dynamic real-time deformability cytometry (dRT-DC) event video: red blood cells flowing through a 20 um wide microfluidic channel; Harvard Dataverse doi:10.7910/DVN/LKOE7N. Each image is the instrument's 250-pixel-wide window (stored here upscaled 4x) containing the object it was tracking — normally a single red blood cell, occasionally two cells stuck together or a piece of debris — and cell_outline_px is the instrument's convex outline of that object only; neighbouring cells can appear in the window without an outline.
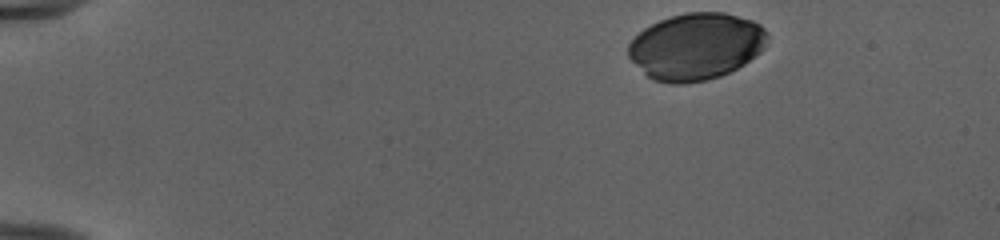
{"species": "human", "species_latin": "Homo sapiens", "temperature_condition": "cold", "stored_images_in_passage": 38, "camera_frame_rate_fps": 3000, "um_per_image_px": 0.085, "donor": {"sex": "female"}, "frame": {"image": 1, "passage_image": 1, "time_ms": 0.0, "image_size_px": [1000, 240], "cell_outline_px": [[768, 36], [764, 48], [760, 52], [744, 64], [720, 76], [708, 80], [684, 84], [672, 84], [652, 80], [628, 56], [628, 44], [644, 28], [660, 20], [684, 12], [724, 12], [752, 20], [760, 24], [768, 32]], "centroid_in_image_um": [59.18, 3.94], "position_along_channel_um": 25.8, "area_um2": 54.1}}
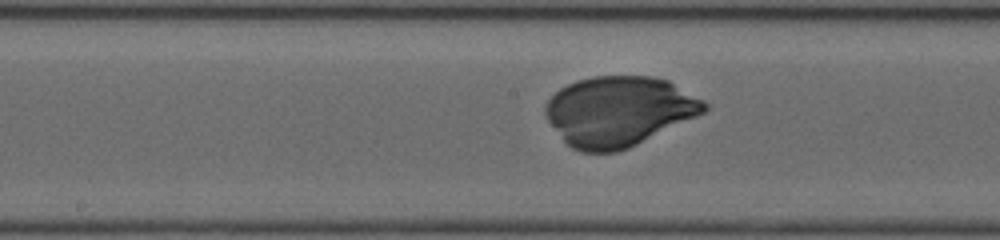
{"frame": {"image": 2, "passage_image": 22, "time_ms": 7.0, "image_size_px": [1000, 240], "cell_outline_px": [[708, 108], [704, 112], [696, 116], [628, 148], [616, 152], [580, 152], [572, 148], [564, 140], [548, 120], [544, 112], [544, 104], [560, 88], [576, 80], [592, 76], [652, 76], [668, 80], [704, 100], [708, 104]], "centroid_in_image_um": [52.59, 9.44], "position_along_channel_um": 195.6, "area_um2": 64.39}}
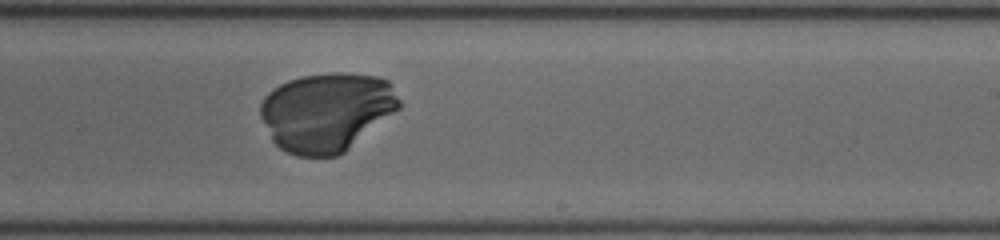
{"frame": {"image": 3, "passage_image": 27, "time_ms": 8.667, "image_size_px": [1000, 240], "cell_outline_px": [[400, 108], [344, 152], [336, 156], [296, 156], [280, 148], [272, 140], [260, 116], [260, 104], [264, 96], [272, 88], [288, 80], [304, 76], [332, 72], [340, 72], [380, 76], [388, 80], [392, 84], [400, 100]], "centroid_in_image_um": [27.76, 9.49], "position_along_channel_um": 261.2, "area_um2": 63.93}}